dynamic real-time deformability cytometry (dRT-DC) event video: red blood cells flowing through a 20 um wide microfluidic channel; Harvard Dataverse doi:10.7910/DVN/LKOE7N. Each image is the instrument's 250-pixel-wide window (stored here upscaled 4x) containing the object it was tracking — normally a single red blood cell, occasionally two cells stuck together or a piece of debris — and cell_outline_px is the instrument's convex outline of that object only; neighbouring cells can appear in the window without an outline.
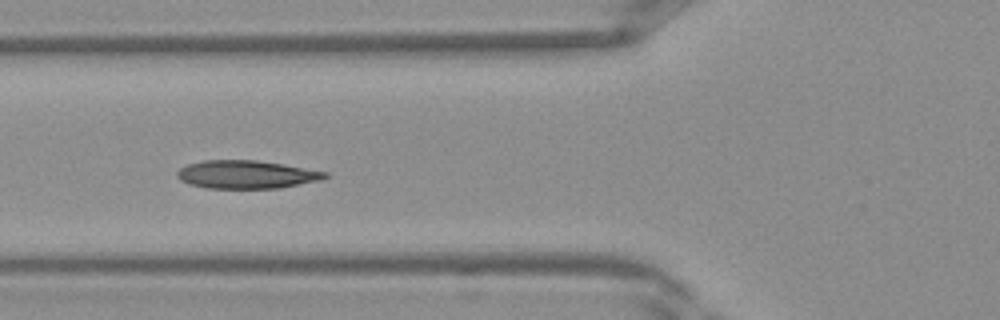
{"species": "Egyptian fruit bat (a non-hibernating species)", "species_latin": "Rousettus aegyptiacus", "temperature_condition": "warm", "stored_images_in_passage": 40, "camera_frame_rate_fps": 3000, "um_per_image_px": 0.085, "frame": {"image": 1, "passage_image": 14, "time_ms": 4.333, "image_size_px": [1000, 320], "cell_outline_px": [[328, 176], [320, 180], [280, 188], [208, 188], [188, 184], [180, 180], [176, 176], [176, 172], [180, 168], [188, 164], [204, 160], [256, 160], [328, 172]], "centroid_in_image_um": [20.9, 14.83], "position_along_channel_um": 104.9, "area_um2": 24.1}}
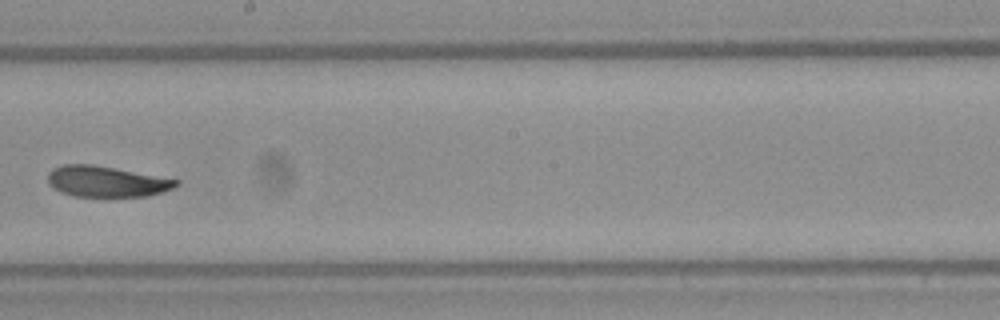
{"frame": {"image": 2, "passage_image": 22, "time_ms": 7.0, "image_size_px": [1000, 320], "cell_outline_px": [[180, 184], [172, 188], [148, 196], [72, 196], [60, 192], [48, 180], [48, 172], [52, 168], [64, 164], [92, 164], [180, 180]], "centroid_in_image_um": [9.04, 15.42], "position_along_channel_um": 239.2, "area_um2": 22.77}}
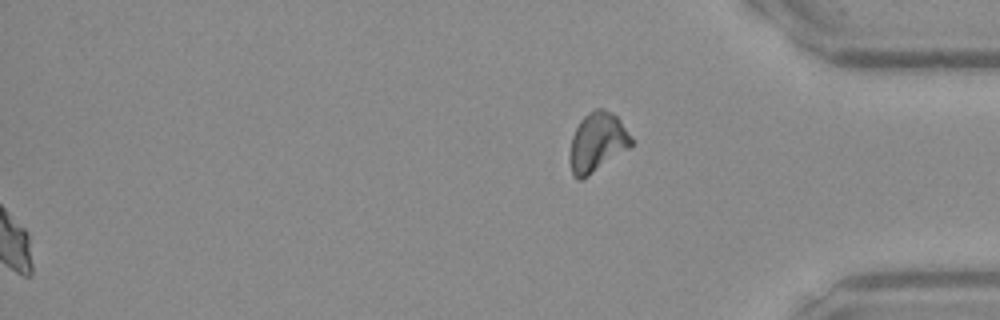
{"frame": {"image": 3, "passage_image": 40, "time_ms": 13.0, "image_size_px": [1000, 320], "cell_outline_px": [[636, 140], [628, 148], [584, 180], [576, 180], [572, 176], [568, 160], [568, 156], [572, 136], [580, 120], [588, 112], [596, 108], [600, 108], [612, 112], [620, 120]], "centroid_in_image_um": [50.75, 12.12], "position_along_channel_um": 384.5, "area_um2": 21.79}}